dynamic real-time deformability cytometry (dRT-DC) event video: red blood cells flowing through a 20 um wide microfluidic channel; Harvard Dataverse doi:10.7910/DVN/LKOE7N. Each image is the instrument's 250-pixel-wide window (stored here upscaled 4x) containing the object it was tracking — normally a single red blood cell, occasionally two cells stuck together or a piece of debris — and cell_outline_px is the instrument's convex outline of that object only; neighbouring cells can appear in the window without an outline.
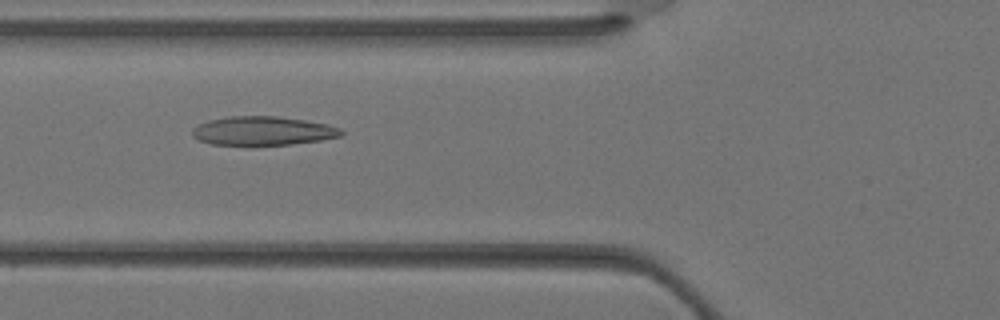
{"species": "Egyptian fruit bat (a non-hibernating species)", "species_latin": "Rousettus aegyptiacus", "temperature_condition": "warm", "stored_images_in_passage": 13, "camera_frame_rate_fps": 3000, "um_per_image_px": 0.085, "animal": {"sex": "female"}, "frame": {"image": 1, "passage_image": 6, "time_ms": 1.667, "image_size_px": [1000, 320], "cell_outline_px": [[344, 132], [340, 136], [320, 140], [288, 144], [212, 144], [200, 140], [192, 136], [192, 128], [208, 120], [232, 116], [276, 116], [304, 120], [328, 124], [340, 128]], "centroid_in_image_um": [22.34, 11.11], "position_along_channel_um": 103.5, "area_um2": 24.62}}
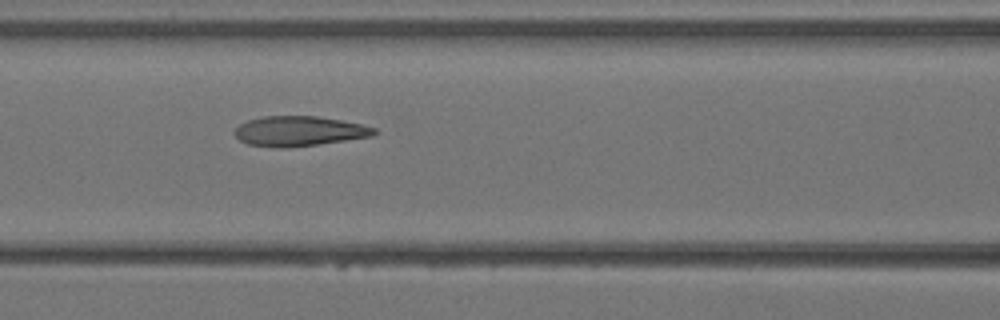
{"frame": {"image": 2, "passage_image": 8, "time_ms": 2.333, "image_size_px": [1000, 320], "cell_outline_px": [[376, 132], [372, 136], [288, 148], [276, 148], [248, 144], [240, 140], [236, 136], [236, 128], [240, 124], [248, 120], [264, 116], [316, 116], [364, 124], [376, 128]], "centroid_in_image_um": [25.43, 11.14], "position_along_channel_um": 141.2, "area_um2": 24.16}}
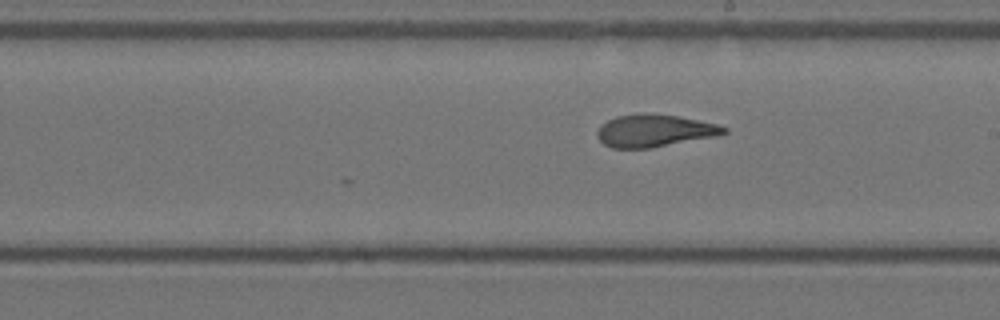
{"frame": {"image": 3, "passage_image": 13, "time_ms": 4.0, "image_size_px": [1000, 320], "cell_outline_px": [[728, 132], [720, 136], [652, 148], [612, 148], [604, 144], [596, 136], [596, 132], [600, 124], [616, 116], [636, 112], [652, 112], [676, 116], [716, 124], [728, 128]], "centroid_in_image_um": [55.61, 11.1], "position_along_channel_um": 233.4, "area_um2": 24.45}}